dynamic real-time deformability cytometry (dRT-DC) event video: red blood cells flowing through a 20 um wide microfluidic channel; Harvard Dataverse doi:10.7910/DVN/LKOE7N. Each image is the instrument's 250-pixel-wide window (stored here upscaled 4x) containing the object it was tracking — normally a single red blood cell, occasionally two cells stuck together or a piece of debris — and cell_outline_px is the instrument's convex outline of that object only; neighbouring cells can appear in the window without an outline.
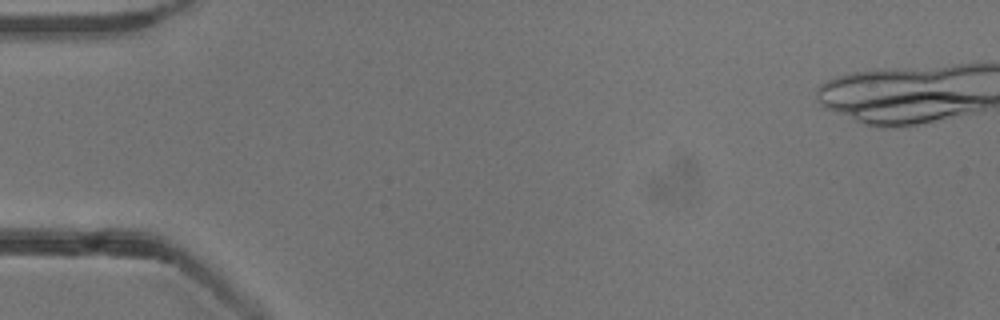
{"species": "common noctule bat (a hibernating species)", "species_latin": "Nyctalus noctula", "temperature_condition": "cold", "stored_images_in_passage": 9, "camera_frame_rate_fps": 3000, "um_per_image_px": 0.085, "animal": {"sex": "male", "body_mass_g": 13.3}, "frame": {"image": 1, "passage_image": 1, "time_ms": 0.0, "image_size_px": [1000, 320], "cell_outline_px": [[972, 100], [948, 112], [924, 120], [900, 120], [852, 108], [864, 76], [908, 76], [972, 96]], "centroid_in_image_um": [77.05, 8.33], "position_along_channel_um": 8.0, "area_um2": 26.93}}